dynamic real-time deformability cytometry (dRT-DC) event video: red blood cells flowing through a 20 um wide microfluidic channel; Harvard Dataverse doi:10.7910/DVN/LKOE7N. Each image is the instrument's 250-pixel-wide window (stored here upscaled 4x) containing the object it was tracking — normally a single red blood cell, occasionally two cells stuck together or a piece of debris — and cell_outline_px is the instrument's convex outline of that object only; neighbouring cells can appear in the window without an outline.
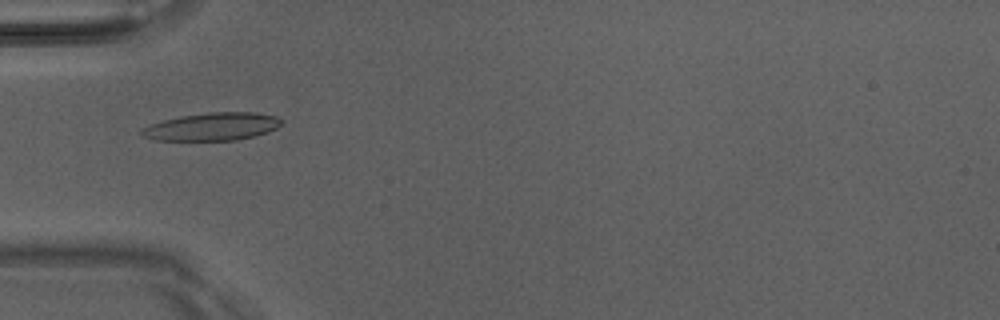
{"species": "Egyptian fruit bat (a non-hibernating species)", "species_latin": "Rousettus aegyptiacus", "temperature_condition": "room temperature", "stored_images_in_passage": 51, "camera_frame_rate_fps": 3000, "um_per_image_px": 0.085, "animal": {"sex": "male"}, "frame": {"image": 1, "passage_image": 17, "time_ms": 5.333, "image_size_px": [1000, 320], "cell_outline_px": [[284, 120], [276, 128], [268, 132], [236, 140], [156, 140], [140, 136], [136, 132], [140, 128], [148, 124], [180, 116], [208, 112], [256, 112], [276, 116]], "centroid_in_image_um": [17.96, 10.76], "position_along_channel_um": 67.0, "area_um2": 22.89}}
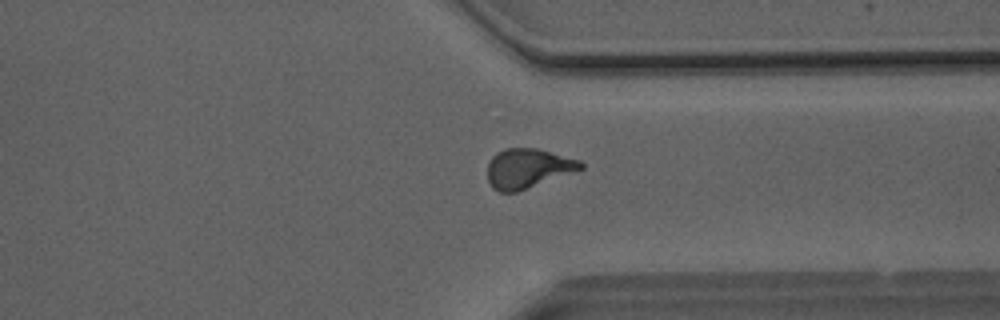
{"frame": {"image": 2, "passage_image": 39, "time_ms": 12.667, "image_size_px": [1000, 320], "cell_outline_px": [[584, 168], [516, 192], [500, 192], [492, 188], [488, 180], [488, 164], [492, 156], [496, 152], [504, 148], [536, 148], [580, 160], [584, 164]], "centroid_in_image_um": [44.84, 14.3], "position_along_channel_um": 366.6, "area_um2": 21.33}}
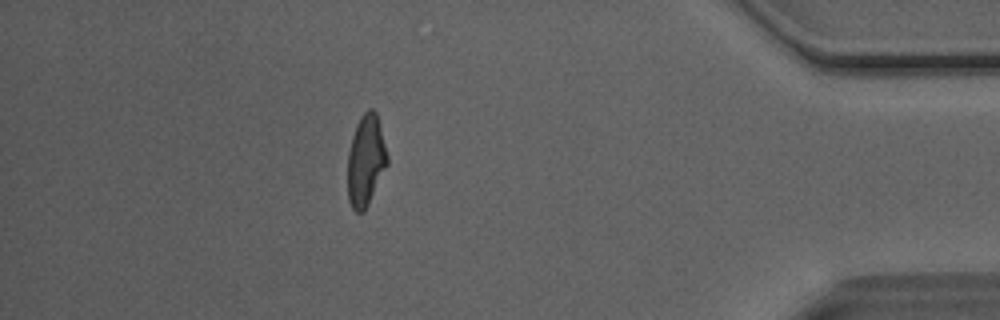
{"frame": {"image": 3, "passage_image": 45, "time_ms": 14.667, "image_size_px": [1000, 320], "cell_outline_px": [[388, 164], [364, 212], [356, 212], [352, 208], [348, 200], [348, 152], [352, 136], [356, 124], [360, 116], [368, 108], [372, 108], [376, 112], [380, 124], [388, 156]], "centroid_in_image_um": [31.09, 13.62], "position_along_channel_um": 404.1, "area_um2": 21.15}, "authors_computed_cell_mechanics": {"area_um2": 21.2704, "velocity_mm_per_s": 4.0906, "shape_relaxation_time_tau1_ms": 5.515, "shape_relaxation_time_tau2_ms": 1.6801, "deformation_change_tau1": 0.2094, "deformation_change_tau2": 0.0962}}